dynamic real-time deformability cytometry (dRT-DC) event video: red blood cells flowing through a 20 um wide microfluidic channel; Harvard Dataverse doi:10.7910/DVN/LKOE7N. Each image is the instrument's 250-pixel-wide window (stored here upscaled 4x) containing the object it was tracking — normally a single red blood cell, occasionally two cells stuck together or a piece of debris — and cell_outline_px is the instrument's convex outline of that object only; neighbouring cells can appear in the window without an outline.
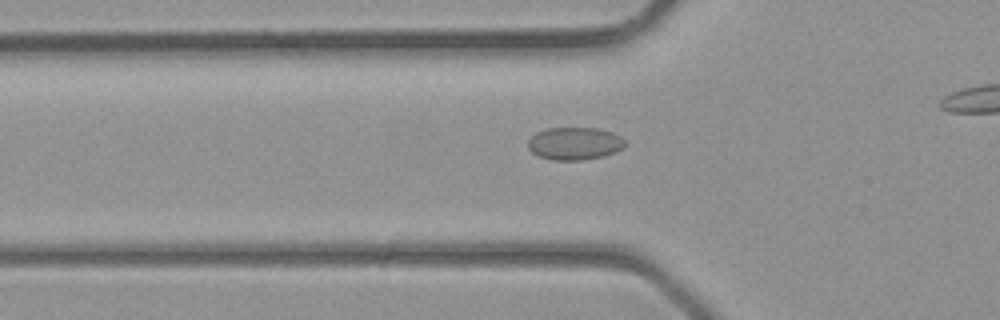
{"species": "common noctule bat (a hibernating species)", "species_latin": "Nyctalus noctula", "temperature_condition": "room temperature", "stored_images_in_passage": 25, "camera_frame_rate_fps": 3000, "um_per_image_px": 0.085, "animal": {"sex": "male", "body_mass_g": 23.1, "forearm_length_mm": 52.7}, "frame": {"image": 1, "passage_image": 7, "time_ms": 2.0, "image_size_px": [1000, 320], "cell_outline_px": [[624, 144], [616, 152], [604, 156], [584, 160], [552, 160], [540, 156], [532, 152], [528, 148], [528, 140], [536, 132], [548, 128], [596, 128], [612, 132], [620, 136], [624, 140]], "centroid_in_image_um": [48.82, 12.2], "position_along_channel_um": 77.0, "area_um2": 18.38}}
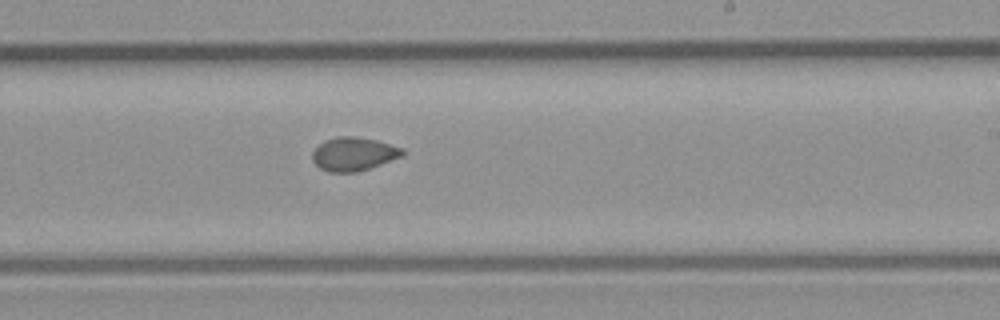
{"frame": {"image": 2, "passage_image": 17, "time_ms": 5.333, "image_size_px": [1000, 320], "cell_outline_px": [[404, 156], [356, 172], [328, 172], [320, 168], [312, 160], [312, 152], [324, 140], [336, 136], [352, 136], [376, 140], [404, 148]], "centroid_in_image_um": [30.05, 13.08], "position_along_channel_um": 258.9, "area_um2": 17.57}}
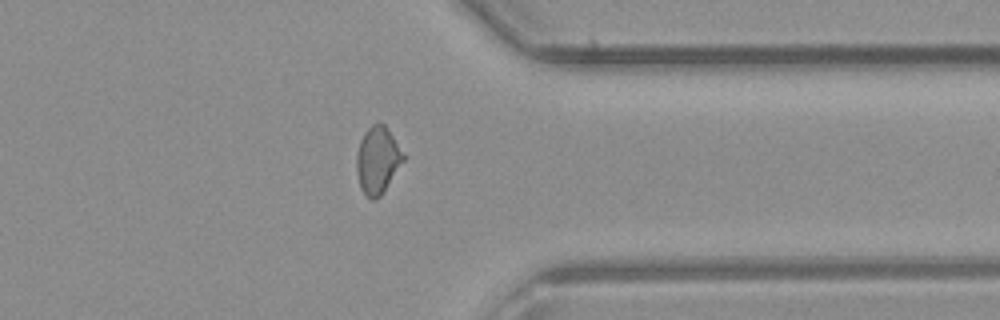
{"frame": {"image": 3, "passage_image": 24, "time_ms": 7.667, "image_size_px": [1000, 320], "cell_outline_px": [[408, 156], [384, 192], [380, 196], [372, 200], [360, 188], [356, 168], [356, 156], [360, 140], [364, 132], [372, 124], [384, 124]], "centroid_in_image_um": [32.14, 13.61], "position_along_channel_um": 379.3, "area_um2": 18.55}}